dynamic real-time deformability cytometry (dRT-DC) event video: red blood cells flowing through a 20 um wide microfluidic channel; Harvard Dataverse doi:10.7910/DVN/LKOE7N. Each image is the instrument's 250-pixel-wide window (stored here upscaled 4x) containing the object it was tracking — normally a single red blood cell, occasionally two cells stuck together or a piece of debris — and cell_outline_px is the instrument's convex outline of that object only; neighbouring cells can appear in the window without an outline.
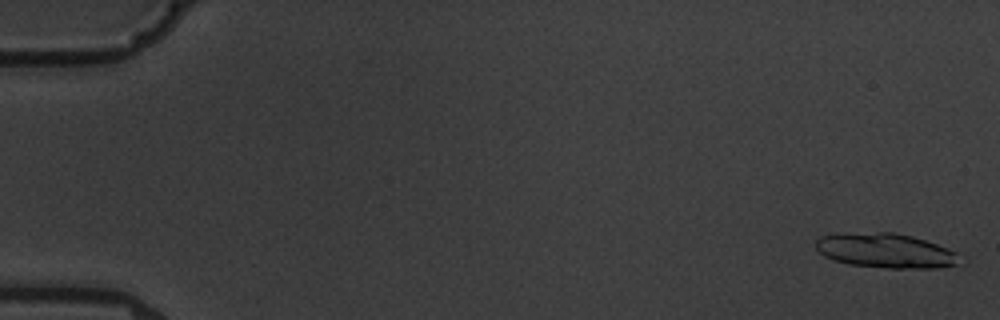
{"species": "common noctule bat (a hibernating species)", "species_latin": "Nyctalus noctula", "temperature_condition": "warm", "stored_images_in_passage": 6, "camera_frame_rate_fps": 3000, "um_per_image_px": 0.085, "animal": {"sex": "male", "body_mass_g": 19.5, "forearm_length_mm": 54.6}, "frame": {"image": 1, "passage_image": 1, "time_ms": 0.0, "image_size_px": [1000, 320], "cell_outline_px": [[968, 260], [956, 264], [936, 268], [888, 268], [848, 264], [832, 260], [824, 256], [816, 248], [816, 240], [820, 236], [836, 232], [896, 232], [912, 236], [936, 244], [956, 252]], "centroid_in_image_um": [75.27, 21.29], "position_along_channel_um": 9.7, "area_um2": 29.54}}